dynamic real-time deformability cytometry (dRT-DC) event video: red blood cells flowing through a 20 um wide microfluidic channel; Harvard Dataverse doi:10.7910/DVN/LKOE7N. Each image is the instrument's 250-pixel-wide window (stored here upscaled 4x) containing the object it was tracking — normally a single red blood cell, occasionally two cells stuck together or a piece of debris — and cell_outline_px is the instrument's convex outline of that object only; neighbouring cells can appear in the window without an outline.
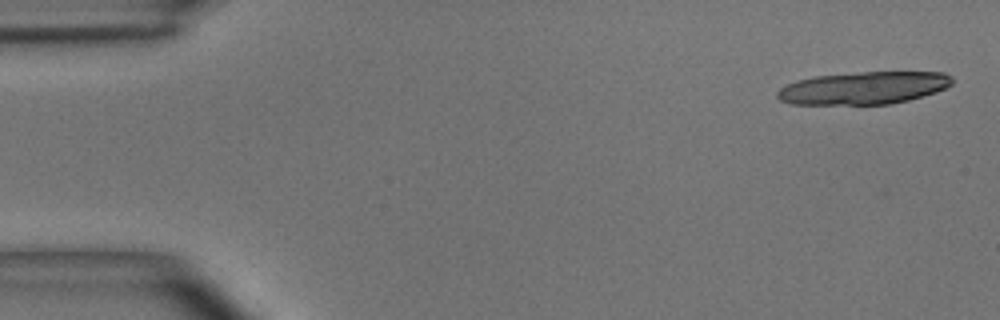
{"species": "common noctule bat (a hibernating species)", "species_latin": "Nyctalus noctula", "temperature_condition": "room temperature", "stored_images_in_passage": 4, "camera_frame_rate_fps": 3000, "um_per_image_px": 0.085, "animal": {"sex": "male", "body_mass_g": 15.6}, "frame": {"image": 1, "passage_image": 2, "time_ms": 0.333, "image_size_px": [1000, 320], "cell_outline_px": [[952, 84], [936, 92], [908, 100], [892, 104], [792, 104], [780, 100], [776, 96], [776, 92], [780, 88], [796, 80], [812, 76], [860, 72], [944, 72], [952, 76]], "centroid_in_image_um": [73.39, 7.47], "position_along_channel_um": 11.6, "area_um2": 33.23}}